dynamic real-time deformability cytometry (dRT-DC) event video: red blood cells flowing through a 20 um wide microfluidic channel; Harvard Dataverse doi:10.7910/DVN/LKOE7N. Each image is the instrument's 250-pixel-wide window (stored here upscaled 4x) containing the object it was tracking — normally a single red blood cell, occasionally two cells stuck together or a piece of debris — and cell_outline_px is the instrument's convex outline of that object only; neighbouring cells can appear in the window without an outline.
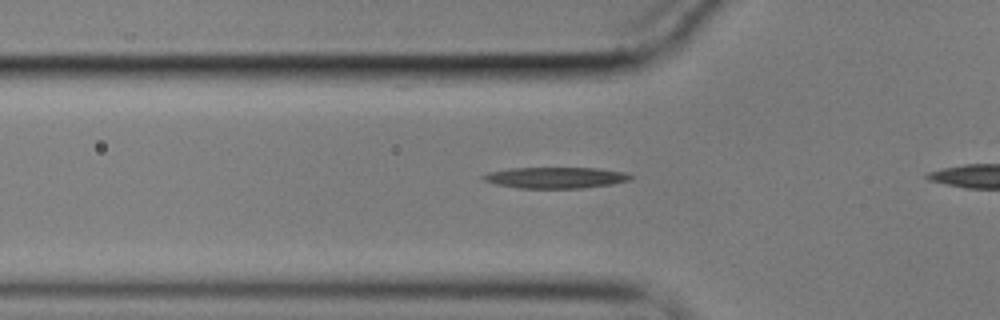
{"species": "common noctule bat (a hibernating species)", "species_latin": "Nyctalus noctula", "temperature_condition": "cold", "stored_images_in_passage": 33, "camera_frame_rate_fps": 3000, "um_per_image_px": 0.085, "animal": {"sex": "male", "body_mass_g": 17.9}, "frame": {"image": 1, "passage_image": 5, "time_ms": 1.333, "image_size_px": [1000, 320], "cell_outline_px": [[632, 180], [612, 184], [580, 188], [516, 188], [496, 184], [484, 180], [480, 176], [488, 172], [508, 168], [596, 168], [624, 172], [632, 176]], "centroid_in_image_um": [47.2, 15.1], "position_along_channel_um": 78.6, "area_um2": 18.15}}
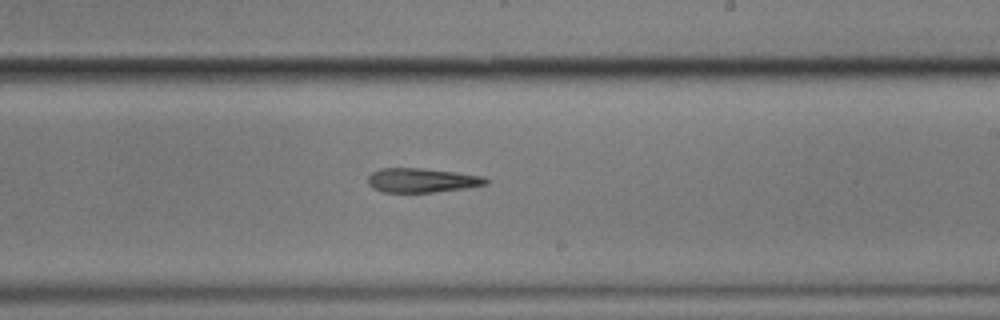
{"frame": {"image": 2, "passage_image": 20, "time_ms": 6.333, "image_size_px": [1000, 320], "cell_outline_px": [[488, 184], [464, 188], [432, 192], [384, 192], [372, 188], [368, 184], [368, 176], [372, 172], [380, 168], [420, 168], [456, 172], [484, 176], [488, 180]], "centroid_in_image_um": [35.84, 15.32], "position_along_channel_um": 253.2, "area_um2": 16.65}}
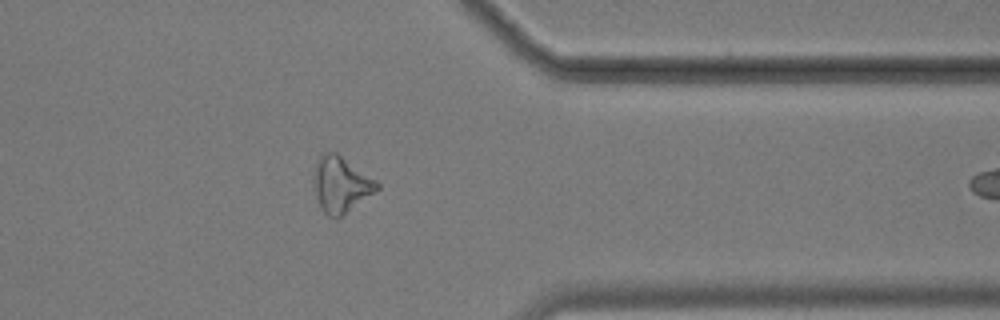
{"frame": {"image": 3, "passage_image": 32, "time_ms": 10.333, "image_size_px": [1000, 320], "cell_outline_px": [[380, 188], [336, 220], [328, 216], [324, 212], [312, 188], [316, 164], [320, 156], [324, 152], [336, 152], [376, 180], [380, 184]], "centroid_in_image_um": [28.96, 15.69], "position_along_channel_um": 382.4, "area_um2": 20.4}}